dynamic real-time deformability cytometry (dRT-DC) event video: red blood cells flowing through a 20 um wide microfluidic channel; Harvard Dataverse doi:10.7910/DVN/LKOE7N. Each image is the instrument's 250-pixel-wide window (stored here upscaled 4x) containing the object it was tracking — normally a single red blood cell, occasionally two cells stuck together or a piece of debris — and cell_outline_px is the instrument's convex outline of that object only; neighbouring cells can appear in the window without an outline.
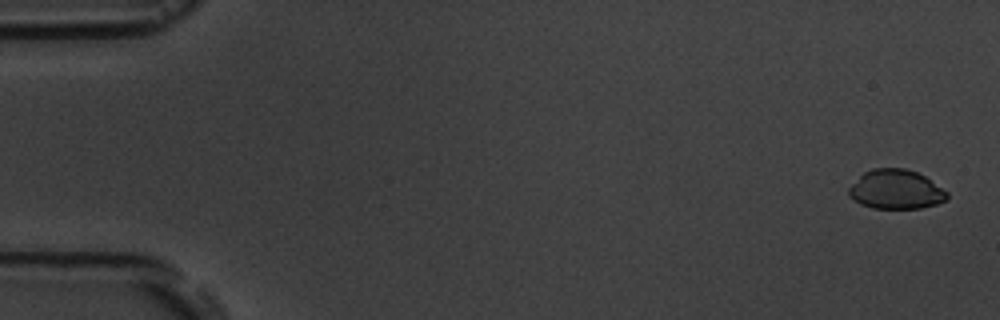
{"species": "common noctule bat (a hibernating species)", "species_latin": "Nyctalus noctula", "temperature_condition": "room temperature", "stored_images_in_passage": 5, "camera_frame_rate_fps": 3000, "um_per_image_px": 0.085, "animal": {"sex": "male", "body_mass_g": 19.5, "forearm_length_mm": 54.6}, "frame": {"image": 1, "passage_image": 1, "time_ms": 0.0, "image_size_px": [1000, 320], "cell_outline_px": [[948, 200], [936, 204], [920, 208], [872, 208], [860, 204], [852, 200], [848, 196], [848, 188], [864, 172], [872, 168], [904, 168], [916, 172], [924, 176], [948, 192]], "centroid_in_image_um": [76.13, 16.11], "position_along_channel_um": 8.9, "area_um2": 22.54}}